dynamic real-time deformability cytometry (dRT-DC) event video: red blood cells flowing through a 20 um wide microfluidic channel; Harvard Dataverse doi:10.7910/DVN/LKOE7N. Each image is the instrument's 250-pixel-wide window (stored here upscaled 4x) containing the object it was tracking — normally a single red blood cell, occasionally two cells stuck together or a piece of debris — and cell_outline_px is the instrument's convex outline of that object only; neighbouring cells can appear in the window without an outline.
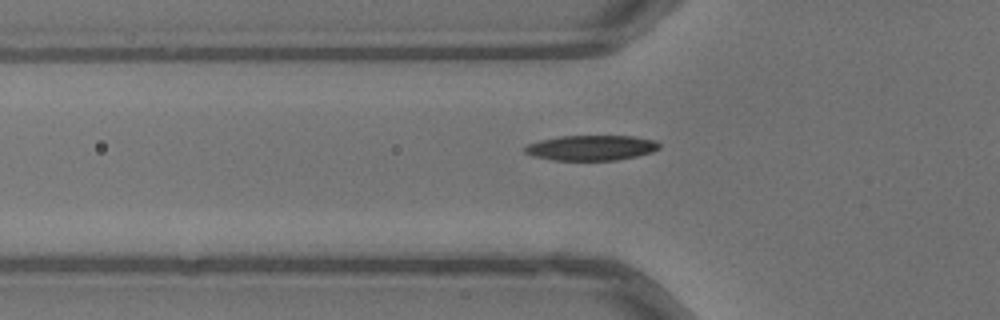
{"species": "common noctule bat (a hibernating species)", "species_latin": "Nyctalus noctula", "temperature_condition": "warm", "stored_images_in_passage": 40, "camera_frame_rate_fps": 3000, "um_per_image_px": 0.085, "animal": {"sex": "male", "body_mass_g": 13.3}, "frame": {"image": 1, "passage_image": 12, "time_ms": 3.667, "image_size_px": [1000, 320], "cell_outline_px": [[660, 148], [652, 152], [636, 156], [616, 160], [552, 160], [532, 156], [524, 152], [524, 148], [528, 144], [540, 140], [560, 136], [632, 136], [656, 140], [660, 144]], "centroid_in_image_um": [50.26, 12.56], "position_along_channel_um": 75.5, "area_um2": 19.77}}
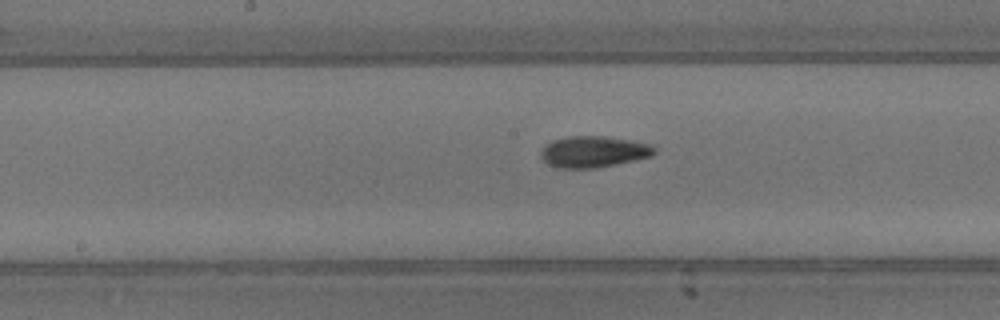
{"frame": {"image": 2, "passage_image": 21, "time_ms": 6.667, "image_size_px": [1000, 320], "cell_outline_px": [[656, 152], [652, 156], [616, 164], [596, 168], [560, 168], [548, 164], [540, 156], [540, 152], [552, 140], [568, 136], [604, 136], [652, 144], [656, 148]], "centroid_in_image_um": [50.47, 12.9], "position_along_channel_um": 197.7, "area_um2": 20.63}}
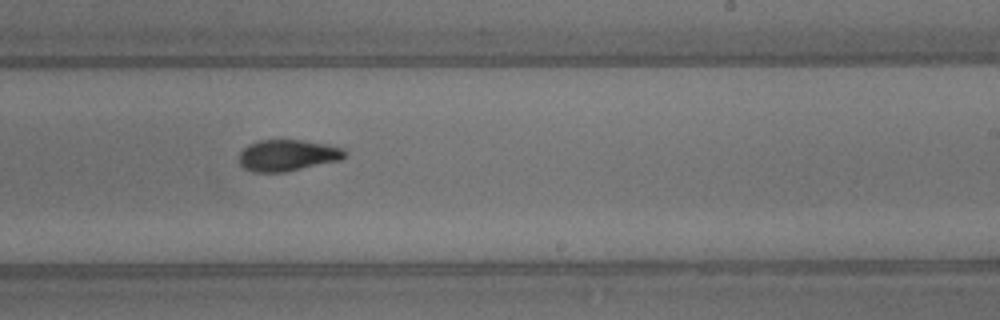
{"frame": {"image": 3, "passage_image": 26, "time_ms": 8.333, "image_size_px": [1000, 320], "cell_outline_px": [[344, 156], [340, 160], [284, 172], [252, 172], [244, 168], [240, 164], [240, 152], [248, 144], [256, 140], [304, 140], [328, 144], [344, 148]], "centroid_in_image_um": [24.42, 13.19], "position_along_channel_um": 264.6, "area_um2": 19.31}, "authors_computed_cell_mechanics": {"area_um2": 19.7098, "velocity_mm_per_s": 4.0409, "shape_relaxation_time_tau1_ms": 4.0305, "shape_relaxation_time_tau2_ms": 1.9692, "deformation_change_tau1": 0.1851, "deformation_change_tau2": 0.0804}}